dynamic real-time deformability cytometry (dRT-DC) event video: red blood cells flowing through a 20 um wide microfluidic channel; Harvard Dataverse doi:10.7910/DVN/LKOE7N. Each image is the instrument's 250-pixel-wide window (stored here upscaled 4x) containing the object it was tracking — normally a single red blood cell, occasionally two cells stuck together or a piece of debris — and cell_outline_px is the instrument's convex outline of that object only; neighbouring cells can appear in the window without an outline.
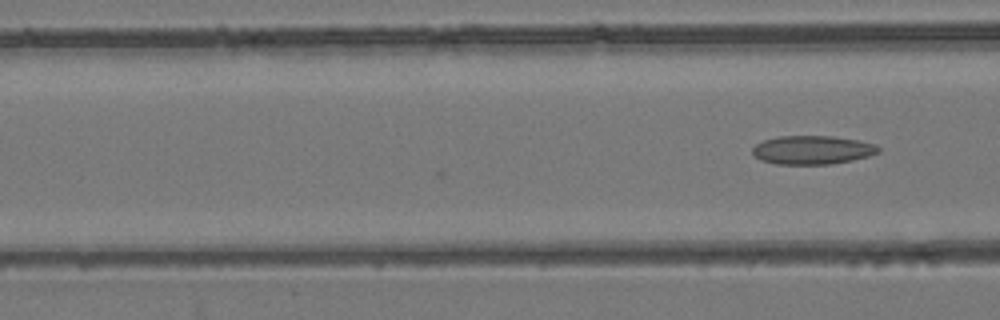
{"species": "common noctule bat (a hibernating species)", "species_latin": "Nyctalus noctula", "temperature_condition": "room temperature", "stored_images_in_passage": 4, "camera_frame_rate_fps": 3000, "um_per_image_px": 0.085, "animal": {"sex": "female", "body_mass_g": 24.6, "forearm_length_mm": 56.2}, "frame": {"image": 1, "passage_image": 4, "time_ms": 1.0, "image_size_px": [1000, 320], "cell_outline_px": [[880, 152], [868, 156], [852, 160], [832, 164], [776, 164], [760, 160], [752, 152], [752, 148], [756, 144], [764, 140], [780, 136], [832, 136], [860, 140], [876, 144], [880, 148]], "centroid_in_image_um": [69.07, 12.74], "position_along_channel_um": 97.5, "area_um2": 21.1}}